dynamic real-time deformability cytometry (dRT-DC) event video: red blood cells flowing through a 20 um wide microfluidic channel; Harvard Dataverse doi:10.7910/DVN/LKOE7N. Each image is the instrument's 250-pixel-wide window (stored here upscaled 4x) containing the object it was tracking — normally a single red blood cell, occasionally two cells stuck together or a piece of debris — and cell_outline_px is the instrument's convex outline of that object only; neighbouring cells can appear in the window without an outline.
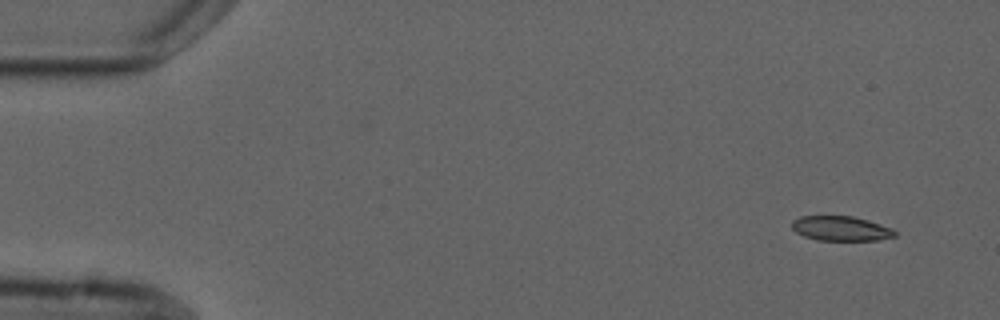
{"species": "common noctule bat (a hibernating species)", "species_latin": "Nyctalus noctula", "temperature_condition": "cold", "stored_images_in_passage": 5, "camera_frame_rate_fps": 3000, "um_per_image_px": 0.085, "animal": {"sex": "male", "forearm_length_mm": 52.5}, "frame": {"image": 1, "passage_image": 1, "time_ms": 0.0, "image_size_px": [1000, 320], "cell_outline_px": [[896, 236], [880, 240], [816, 240], [804, 236], [796, 232], [792, 228], [792, 220], [800, 216], [852, 216], [868, 220], [892, 228], [896, 232]], "centroid_in_image_um": [71.48, 19.42], "position_along_channel_um": 13.5, "area_um2": 14.85}}
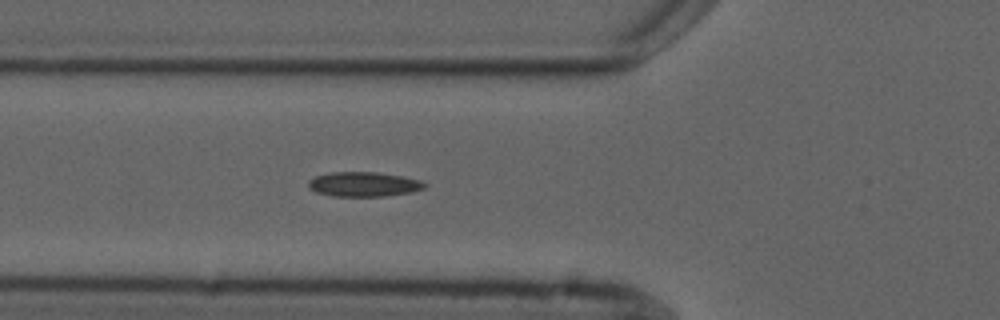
{"frame": {"image": 2, "passage_image": 5, "time_ms": 5.333, "image_size_px": [1000, 320], "cell_outline_px": [[428, 184], [424, 188], [412, 192], [384, 196], [332, 196], [316, 192], [308, 188], [308, 180], [316, 176], [328, 172], [376, 172], [404, 176], [420, 180]], "centroid_in_image_um": [30.91, 15.65], "position_along_channel_um": 94.9, "area_um2": 16.82}}